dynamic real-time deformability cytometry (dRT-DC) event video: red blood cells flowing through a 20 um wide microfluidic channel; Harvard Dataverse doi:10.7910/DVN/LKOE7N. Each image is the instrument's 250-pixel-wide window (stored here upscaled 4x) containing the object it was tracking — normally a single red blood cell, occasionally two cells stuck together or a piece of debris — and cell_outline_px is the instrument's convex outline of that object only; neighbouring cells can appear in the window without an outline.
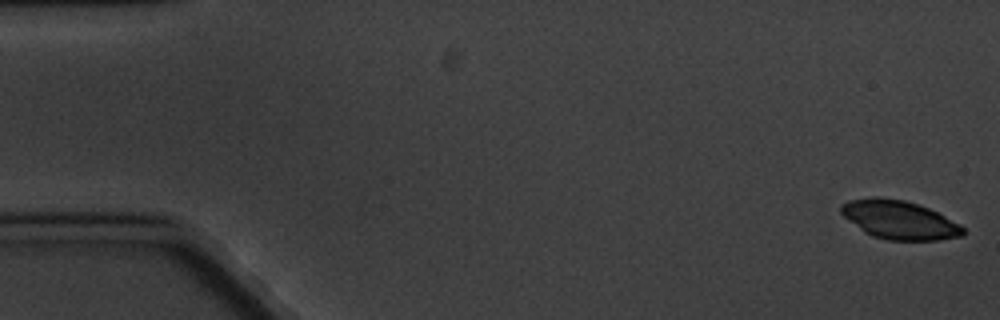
{"species": "common noctule bat (a hibernating species)", "species_latin": "Nyctalus noctula", "temperature_condition": "cold", "stored_images_in_passage": 4, "camera_frame_rate_fps": 3000, "um_per_image_px": 0.085, "animal": {"sex": "male", "body_mass_g": 20.1, "forearm_length_mm": 53.5}, "frame": {"image": 1, "passage_image": 1, "time_ms": 0.0, "image_size_px": [1000, 320], "cell_outline_px": [[964, 236], [936, 240], [888, 240], [872, 236], [864, 232], [844, 216], [840, 212], [840, 204], [848, 200], [876, 196], [880, 196], [904, 200], [928, 208], [960, 224], [964, 228]], "centroid_in_image_um": [76.42, 18.68], "position_along_channel_um": 8.6, "area_um2": 27.4}}